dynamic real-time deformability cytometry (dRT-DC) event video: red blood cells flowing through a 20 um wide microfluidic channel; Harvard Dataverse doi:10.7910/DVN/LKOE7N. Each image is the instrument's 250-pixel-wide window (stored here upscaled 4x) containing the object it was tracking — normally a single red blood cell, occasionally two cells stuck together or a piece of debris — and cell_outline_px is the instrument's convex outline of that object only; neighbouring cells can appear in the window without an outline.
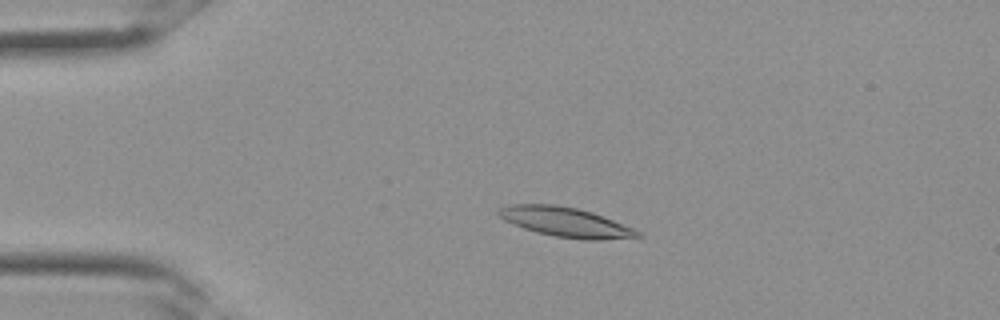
{"species": "Egyptian fruit bat (a non-hibernating species)", "species_latin": "Rousettus aegyptiacus", "temperature_condition": "room temperature", "stored_images_in_passage": 33, "camera_frame_rate_fps": 3000, "um_per_image_px": 0.085, "frame": {"image": 1, "passage_image": 7, "time_ms": 2.0, "image_size_px": [1000, 320], "cell_outline_px": [[644, 236], [596, 240], [584, 240], [556, 236], [536, 232], [524, 228], [504, 220], [496, 212], [496, 208], [508, 204], [552, 204], [576, 208], [592, 212], [632, 228], [640, 232]], "centroid_in_image_um": [48.01, 18.87], "position_along_channel_um": 37.0, "area_um2": 23.76}}
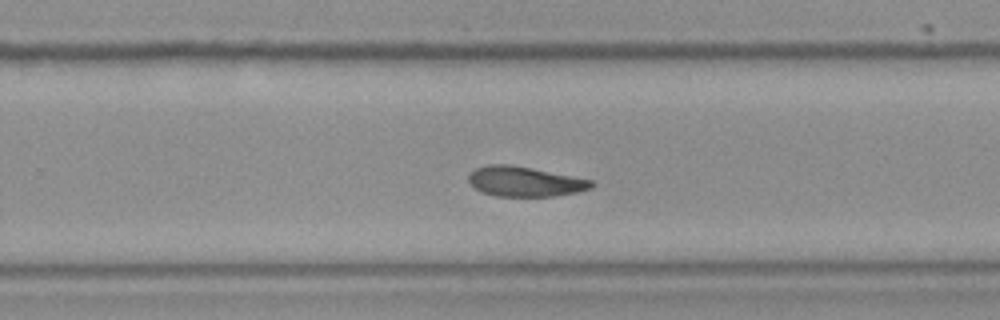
{"frame": {"image": 2, "passage_image": 21, "time_ms": 6.667, "image_size_px": [1000, 320], "cell_outline_px": [[596, 184], [592, 188], [576, 192], [552, 196], [496, 196], [484, 192], [476, 188], [468, 180], [468, 172], [476, 168], [488, 164], [508, 164], [532, 168], [592, 180]], "centroid_in_image_um": [44.6, 15.42], "position_along_channel_um": 285.2, "area_um2": 21.33}}
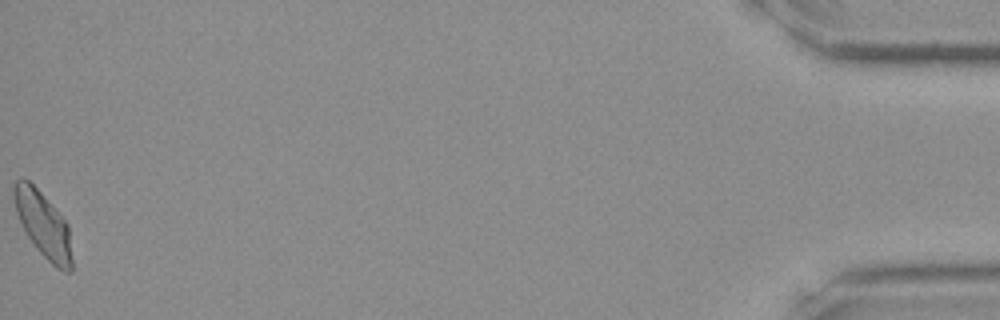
{"frame": {"image": 3, "passage_image": 33, "time_ms": 10.667, "image_size_px": [1000, 320], "cell_outline_px": [[72, 272], [64, 272], [56, 268], [36, 248], [28, 236], [16, 212], [12, 196], [12, 184], [16, 180], [24, 176], [40, 192], [68, 224], [72, 260]], "centroid_in_image_um": [3.65, 19.08], "position_along_channel_um": 431.5, "area_um2": 22.02}}